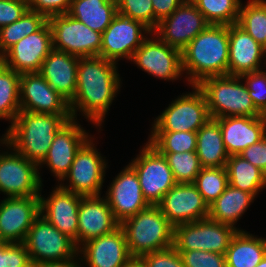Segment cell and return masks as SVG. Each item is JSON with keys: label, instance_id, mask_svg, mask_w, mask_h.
<instances>
[{"label": "cell", "instance_id": "cell-1", "mask_svg": "<svg viewBox=\"0 0 266 267\" xmlns=\"http://www.w3.org/2000/svg\"><path fill=\"white\" fill-rule=\"evenodd\" d=\"M116 65L100 56L79 57L76 93L69 102L72 119L77 120L79 110L94 125H102L120 90L121 79Z\"/></svg>", "mask_w": 266, "mask_h": 267}, {"label": "cell", "instance_id": "cell-2", "mask_svg": "<svg viewBox=\"0 0 266 267\" xmlns=\"http://www.w3.org/2000/svg\"><path fill=\"white\" fill-rule=\"evenodd\" d=\"M71 119V114L20 110L0 142L39 165L47 155L57 132Z\"/></svg>", "mask_w": 266, "mask_h": 267}, {"label": "cell", "instance_id": "cell-3", "mask_svg": "<svg viewBox=\"0 0 266 267\" xmlns=\"http://www.w3.org/2000/svg\"><path fill=\"white\" fill-rule=\"evenodd\" d=\"M181 58L191 86L208 77L228 75L229 26L208 25L181 51Z\"/></svg>", "mask_w": 266, "mask_h": 267}, {"label": "cell", "instance_id": "cell-4", "mask_svg": "<svg viewBox=\"0 0 266 267\" xmlns=\"http://www.w3.org/2000/svg\"><path fill=\"white\" fill-rule=\"evenodd\" d=\"M120 226L125 232L129 253L134 259L173 246L174 226L158 205L148 206L125 219Z\"/></svg>", "mask_w": 266, "mask_h": 267}, {"label": "cell", "instance_id": "cell-5", "mask_svg": "<svg viewBox=\"0 0 266 267\" xmlns=\"http://www.w3.org/2000/svg\"><path fill=\"white\" fill-rule=\"evenodd\" d=\"M240 76L223 75L203 79L197 87L203 92L211 118L262 116L255 108Z\"/></svg>", "mask_w": 266, "mask_h": 267}, {"label": "cell", "instance_id": "cell-6", "mask_svg": "<svg viewBox=\"0 0 266 267\" xmlns=\"http://www.w3.org/2000/svg\"><path fill=\"white\" fill-rule=\"evenodd\" d=\"M239 228L209 217L174 227L173 246L177 251L202 250L224 254Z\"/></svg>", "mask_w": 266, "mask_h": 267}, {"label": "cell", "instance_id": "cell-7", "mask_svg": "<svg viewBox=\"0 0 266 267\" xmlns=\"http://www.w3.org/2000/svg\"><path fill=\"white\" fill-rule=\"evenodd\" d=\"M23 243L33 265L41 262H59L80 256L74 240L61 233L42 215L34 220Z\"/></svg>", "mask_w": 266, "mask_h": 267}, {"label": "cell", "instance_id": "cell-8", "mask_svg": "<svg viewBox=\"0 0 266 267\" xmlns=\"http://www.w3.org/2000/svg\"><path fill=\"white\" fill-rule=\"evenodd\" d=\"M192 87V93L177 97L154 120L151 132H197L211 118L203 92Z\"/></svg>", "mask_w": 266, "mask_h": 267}, {"label": "cell", "instance_id": "cell-9", "mask_svg": "<svg viewBox=\"0 0 266 267\" xmlns=\"http://www.w3.org/2000/svg\"><path fill=\"white\" fill-rule=\"evenodd\" d=\"M52 30L53 49L78 57L100 56L101 37L68 13L48 18Z\"/></svg>", "mask_w": 266, "mask_h": 267}, {"label": "cell", "instance_id": "cell-10", "mask_svg": "<svg viewBox=\"0 0 266 267\" xmlns=\"http://www.w3.org/2000/svg\"><path fill=\"white\" fill-rule=\"evenodd\" d=\"M140 152L129 164L137 173L146 201L158 205L176 181L166 158L152 145L147 142Z\"/></svg>", "mask_w": 266, "mask_h": 267}, {"label": "cell", "instance_id": "cell-11", "mask_svg": "<svg viewBox=\"0 0 266 267\" xmlns=\"http://www.w3.org/2000/svg\"><path fill=\"white\" fill-rule=\"evenodd\" d=\"M94 145L90 137L76 152L70 170L62 180L67 179L70 184H60L61 188L82 196L101 195L107 164Z\"/></svg>", "mask_w": 266, "mask_h": 267}, {"label": "cell", "instance_id": "cell-12", "mask_svg": "<svg viewBox=\"0 0 266 267\" xmlns=\"http://www.w3.org/2000/svg\"><path fill=\"white\" fill-rule=\"evenodd\" d=\"M38 169L16 151L0 153V191L7 197L40 196L43 184Z\"/></svg>", "mask_w": 266, "mask_h": 267}, {"label": "cell", "instance_id": "cell-13", "mask_svg": "<svg viewBox=\"0 0 266 267\" xmlns=\"http://www.w3.org/2000/svg\"><path fill=\"white\" fill-rule=\"evenodd\" d=\"M142 33L153 34L142 22L117 14L102 33L100 57L114 63L122 58L131 60L147 38Z\"/></svg>", "mask_w": 266, "mask_h": 267}, {"label": "cell", "instance_id": "cell-14", "mask_svg": "<svg viewBox=\"0 0 266 267\" xmlns=\"http://www.w3.org/2000/svg\"><path fill=\"white\" fill-rule=\"evenodd\" d=\"M52 50V30L47 21L38 31L10 47L0 57V61L19 74L39 72Z\"/></svg>", "mask_w": 266, "mask_h": 267}, {"label": "cell", "instance_id": "cell-15", "mask_svg": "<svg viewBox=\"0 0 266 267\" xmlns=\"http://www.w3.org/2000/svg\"><path fill=\"white\" fill-rule=\"evenodd\" d=\"M208 25L204 15L190 0H186L171 15L163 18L153 32L169 46L182 51Z\"/></svg>", "mask_w": 266, "mask_h": 267}, {"label": "cell", "instance_id": "cell-16", "mask_svg": "<svg viewBox=\"0 0 266 267\" xmlns=\"http://www.w3.org/2000/svg\"><path fill=\"white\" fill-rule=\"evenodd\" d=\"M39 197H7L0 202V239L4 243L24 242L40 215Z\"/></svg>", "mask_w": 266, "mask_h": 267}, {"label": "cell", "instance_id": "cell-17", "mask_svg": "<svg viewBox=\"0 0 266 267\" xmlns=\"http://www.w3.org/2000/svg\"><path fill=\"white\" fill-rule=\"evenodd\" d=\"M156 38H146L131 61L154 77L174 81L183 74L181 51Z\"/></svg>", "mask_w": 266, "mask_h": 267}, {"label": "cell", "instance_id": "cell-18", "mask_svg": "<svg viewBox=\"0 0 266 267\" xmlns=\"http://www.w3.org/2000/svg\"><path fill=\"white\" fill-rule=\"evenodd\" d=\"M158 206L174 227L199 221L209 215V206L194 183H176Z\"/></svg>", "mask_w": 266, "mask_h": 267}, {"label": "cell", "instance_id": "cell-19", "mask_svg": "<svg viewBox=\"0 0 266 267\" xmlns=\"http://www.w3.org/2000/svg\"><path fill=\"white\" fill-rule=\"evenodd\" d=\"M106 195L113 215L120 224L150 206L141 191L137 173L130 164L112 181Z\"/></svg>", "mask_w": 266, "mask_h": 267}, {"label": "cell", "instance_id": "cell-20", "mask_svg": "<svg viewBox=\"0 0 266 267\" xmlns=\"http://www.w3.org/2000/svg\"><path fill=\"white\" fill-rule=\"evenodd\" d=\"M20 108L25 112L71 114L69 102L38 72L21 74Z\"/></svg>", "mask_w": 266, "mask_h": 267}, {"label": "cell", "instance_id": "cell-21", "mask_svg": "<svg viewBox=\"0 0 266 267\" xmlns=\"http://www.w3.org/2000/svg\"><path fill=\"white\" fill-rule=\"evenodd\" d=\"M89 134L77 123L68 120L57 132L44 160L38 165H47L57 180L68 174L76 152L89 139Z\"/></svg>", "mask_w": 266, "mask_h": 267}, {"label": "cell", "instance_id": "cell-22", "mask_svg": "<svg viewBox=\"0 0 266 267\" xmlns=\"http://www.w3.org/2000/svg\"><path fill=\"white\" fill-rule=\"evenodd\" d=\"M78 248L79 258L89 267H127L134 259L128 250L126 235L121 226L106 235L88 240ZM84 259V261H83Z\"/></svg>", "mask_w": 266, "mask_h": 267}, {"label": "cell", "instance_id": "cell-23", "mask_svg": "<svg viewBox=\"0 0 266 267\" xmlns=\"http://www.w3.org/2000/svg\"><path fill=\"white\" fill-rule=\"evenodd\" d=\"M83 196L64 190L60 186L47 199L40 195V215L61 233L74 240L77 246L78 212Z\"/></svg>", "mask_w": 266, "mask_h": 267}, {"label": "cell", "instance_id": "cell-24", "mask_svg": "<svg viewBox=\"0 0 266 267\" xmlns=\"http://www.w3.org/2000/svg\"><path fill=\"white\" fill-rule=\"evenodd\" d=\"M119 226L120 223L115 219L105 197L103 199L99 195L81 198L78 212V248L88 240L113 232Z\"/></svg>", "mask_w": 266, "mask_h": 267}, {"label": "cell", "instance_id": "cell-25", "mask_svg": "<svg viewBox=\"0 0 266 267\" xmlns=\"http://www.w3.org/2000/svg\"><path fill=\"white\" fill-rule=\"evenodd\" d=\"M216 120L229 156L239 155L266 135V120L263 116H228Z\"/></svg>", "mask_w": 266, "mask_h": 267}, {"label": "cell", "instance_id": "cell-26", "mask_svg": "<svg viewBox=\"0 0 266 267\" xmlns=\"http://www.w3.org/2000/svg\"><path fill=\"white\" fill-rule=\"evenodd\" d=\"M266 57L262 46L238 24L229 25L228 75L261 70V59Z\"/></svg>", "mask_w": 266, "mask_h": 267}, {"label": "cell", "instance_id": "cell-27", "mask_svg": "<svg viewBox=\"0 0 266 267\" xmlns=\"http://www.w3.org/2000/svg\"><path fill=\"white\" fill-rule=\"evenodd\" d=\"M78 61V56L53 49L38 72L68 102L76 93Z\"/></svg>", "mask_w": 266, "mask_h": 267}, {"label": "cell", "instance_id": "cell-28", "mask_svg": "<svg viewBox=\"0 0 266 267\" xmlns=\"http://www.w3.org/2000/svg\"><path fill=\"white\" fill-rule=\"evenodd\" d=\"M196 154L201 167H225V149L219 122L210 118L197 132Z\"/></svg>", "mask_w": 266, "mask_h": 267}, {"label": "cell", "instance_id": "cell-29", "mask_svg": "<svg viewBox=\"0 0 266 267\" xmlns=\"http://www.w3.org/2000/svg\"><path fill=\"white\" fill-rule=\"evenodd\" d=\"M266 255V239L243 230L233 236L225 259L227 267H255Z\"/></svg>", "mask_w": 266, "mask_h": 267}, {"label": "cell", "instance_id": "cell-30", "mask_svg": "<svg viewBox=\"0 0 266 267\" xmlns=\"http://www.w3.org/2000/svg\"><path fill=\"white\" fill-rule=\"evenodd\" d=\"M68 14L102 34L118 14L117 0H72Z\"/></svg>", "mask_w": 266, "mask_h": 267}, {"label": "cell", "instance_id": "cell-31", "mask_svg": "<svg viewBox=\"0 0 266 267\" xmlns=\"http://www.w3.org/2000/svg\"><path fill=\"white\" fill-rule=\"evenodd\" d=\"M255 197L248 192L228 185L225 191L209 206L208 217L232 227L254 201Z\"/></svg>", "mask_w": 266, "mask_h": 267}, {"label": "cell", "instance_id": "cell-32", "mask_svg": "<svg viewBox=\"0 0 266 267\" xmlns=\"http://www.w3.org/2000/svg\"><path fill=\"white\" fill-rule=\"evenodd\" d=\"M229 185L256 197L266 187V174L240 155L229 156L225 165Z\"/></svg>", "mask_w": 266, "mask_h": 267}, {"label": "cell", "instance_id": "cell-33", "mask_svg": "<svg viewBox=\"0 0 266 267\" xmlns=\"http://www.w3.org/2000/svg\"><path fill=\"white\" fill-rule=\"evenodd\" d=\"M20 76L0 61V119L11 124L20 112Z\"/></svg>", "mask_w": 266, "mask_h": 267}, {"label": "cell", "instance_id": "cell-34", "mask_svg": "<svg viewBox=\"0 0 266 267\" xmlns=\"http://www.w3.org/2000/svg\"><path fill=\"white\" fill-rule=\"evenodd\" d=\"M47 21L44 15L29 9L16 22L0 28V57L22 38L38 31Z\"/></svg>", "mask_w": 266, "mask_h": 267}, {"label": "cell", "instance_id": "cell-35", "mask_svg": "<svg viewBox=\"0 0 266 267\" xmlns=\"http://www.w3.org/2000/svg\"><path fill=\"white\" fill-rule=\"evenodd\" d=\"M204 15L206 21L213 25L237 24L240 0H190Z\"/></svg>", "mask_w": 266, "mask_h": 267}, {"label": "cell", "instance_id": "cell-36", "mask_svg": "<svg viewBox=\"0 0 266 267\" xmlns=\"http://www.w3.org/2000/svg\"><path fill=\"white\" fill-rule=\"evenodd\" d=\"M261 46L266 41V1L250 0L240 6L237 23Z\"/></svg>", "mask_w": 266, "mask_h": 267}, {"label": "cell", "instance_id": "cell-37", "mask_svg": "<svg viewBox=\"0 0 266 267\" xmlns=\"http://www.w3.org/2000/svg\"><path fill=\"white\" fill-rule=\"evenodd\" d=\"M148 143L159 153H183L196 151V132H151Z\"/></svg>", "mask_w": 266, "mask_h": 267}, {"label": "cell", "instance_id": "cell-38", "mask_svg": "<svg viewBox=\"0 0 266 267\" xmlns=\"http://www.w3.org/2000/svg\"><path fill=\"white\" fill-rule=\"evenodd\" d=\"M194 185L203 197L205 203L210 206L229 185L225 167H202L196 176Z\"/></svg>", "mask_w": 266, "mask_h": 267}, {"label": "cell", "instance_id": "cell-39", "mask_svg": "<svg viewBox=\"0 0 266 267\" xmlns=\"http://www.w3.org/2000/svg\"><path fill=\"white\" fill-rule=\"evenodd\" d=\"M160 154L166 158L176 183H194L202 168L196 151Z\"/></svg>", "mask_w": 266, "mask_h": 267}, {"label": "cell", "instance_id": "cell-40", "mask_svg": "<svg viewBox=\"0 0 266 267\" xmlns=\"http://www.w3.org/2000/svg\"><path fill=\"white\" fill-rule=\"evenodd\" d=\"M118 14L142 22L154 31V10L152 0H117Z\"/></svg>", "mask_w": 266, "mask_h": 267}, {"label": "cell", "instance_id": "cell-41", "mask_svg": "<svg viewBox=\"0 0 266 267\" xmlns=\"http://www.w3.org/2000/svg\"><path fill=\"white\" fill-rule=\"evenodd\" d=\"M241 79H246L245 84L255 108L263 114L266 111V72L259 70L256 72L244 73Z\"/></svg>", "mask_w": 266, "mask_h": 267}, {"label": "cell", "instance_id": "cell-42", "mask_svg": "<svg viewBox=\"0 0 266 267\" xmlns=\"http://www.w3.org/2000/svg\"><path fill=\"white\" fill-rule=\"evenodd\" d=\"M178 252L185 267H227L224 254L202 250Z\"/></svg>", "mask_w": 266, "mask_h": 267}, {"label": "cell", "instance_id": "cell-43", "mask_svg": "<svg viewBox=\"0 0 266 267\" xmlns=\"http://www.w3.org/2000/svg\"><path fill=\"white\" fill-rule=\"evenodd\" d=\"M139 260L145 267H185L181 254L174 246L144 254Z\"/></svg>", "mask_w": 266, "mask_h": 267}, {"label": "cell", "instance_id": "cell-44", "mask_svg": "<svg viewBox=\"0 0 266 267\" xmlns=\"http://www.w3.org/2000/svg\"><path fill=\"white\" fill-rule=\"evenodd\" d=\"M28 10V0H0V28L16 22Z\"/></svg>", "mask_w": 266, "mask_h": 267}, {"label": "cell", "instance_id": "cell-45", "mask_svg": "<svg viewBox=\"0 0 266 267\" xmlns=\"http://www.w3.org/2000/svg\"><path fill=\"white\" fill-rule=\"evenodd\" d=\"M72 0H28V8L44 15L47 19L53 15L69 12Z\"/></svg>", "mask_w": 266, "mask_h": 267}, {"label": "cell", "instance_id": "cell-46", "mask_svg": "<svg viewBox=\"0 0 266 267\" xmlns=\"http://www.w3.org/2000/svg\"><path fill=\"white\" fill-rule=\"evenodd\" d=\"M6 267H33L24 243H6Z\"/></svg>", "mask_w": 266, "mask_h": 267}, {"label": "cell", "instance_id": "cell-47", "mask_svg": "<svg viewBox=\"0 0 266 267\" xmlns=\"http://www.w3.org/2000/svg\"><path fill=\"white\" fill-rule=\"evenodd\" d=\"M239 155L266 174V135L259 142L244 149Z\"/></svg>", "mask_w": 266, "mask_h": 267}, {"label": "cell", "instance_id": "cell-48", "mask_svg": "<svg viewBox=\"0 0 266 267\" xmlns=\"http://www.w3.org/2000/svg\"><path fill=\"white\" fill-rule=\"evenodd\" d=\"M186 0H152L154 10V30L159 22L171 15Z\"/></svg>", "mask_w": 266, "mask_h": 267}, {"label": "cell", "instance_id": "cell-49", "mask_svg": "<svg viewBox=\"0 0 266 267\" xmlns=\"http://www.w3.org/2000/svg\"><path fill=\"white\" fill-rule=\"evenodd\" d=\"M59 261V262H41L33 265V267H82L80 263H78L77 258ZM80 264V265H79Z\"/></svg>", "mask_w": 266, "mask_h": 267}, {"label": "cell", "instance_id": "cell-50", "mask_svg": "<svg viewBox=\"0 0 266 267\" xmlns=\"http://www.w3.org/2000/svg\"><path fill=\"white\" fill-rule=\"evenodd\" d=\"M0 267H6V243L0 246Z\"/></svg>", "mask_w": 266, "mask_h": 267}, {"label": "cell", "instance_id": "cell-51", "mask_svg": "<svg viewBox=\"0 0 266 267\" xmlns=\"http://www.w3.org/2000/svg\"><path fill=\"white\" fill-rule=\"evenodd\" d=\"M127 267H145L139 259H133Z\"/></svg>", "mask_w": 266, "mask_h": 267}, {"label": "cell", "instance_id": "cell-52", "mask_svg": "<svg viewBox=\"0 0 266 267\" xmlns=\"http://www.w3.org/2000/svg\"><path fill=\"white\" fill-rule=\"evenodd\" d=\"M255 267H266V255Z\"/></svg>", "mask_w": 266, "mask_h": 267}, {"label": "cell", "instance_id": "cell-53", "mask_svg": "<svg viewBox=\"0 0 266 267\" xmlns=\"http://www.w3.org/2000/svg\"><path fill=\"white\" fill-rule=\"evenodd\" d=\"M262 48H263V51H264V53L266 55V41H265V44L262 46ZM264 64H266V63H264Z\"/></svg>", "mask_w": 266, "mask_h": 267}, {"label": "cell", "instance_id": "cell-54", "mask_svg": "<svg viewBox=\"0 0 266 267\" xmlns=\"http://www.w3.org/2000/svg\"><path fill=\"white\" fill-rule=\"evenodd\" d=\"M262 116L266 120V111L262 114Z\"/></svg>", "mask_w": 266, "mask_h": 267}, {"label": "cell", "instance_id": "cell-55", "mask_svg": "<svg viewBox=\"0 0 266 267\" xmlns=\"http://www.w3.org/2000/svg\"><path fill=\"white\" fill-rule=\"evenodd\" d=\"M4 242L0 239V246L3 244Z\"/></svg>", "mask_w": 266, "mask_h": 267}]
</instances>
